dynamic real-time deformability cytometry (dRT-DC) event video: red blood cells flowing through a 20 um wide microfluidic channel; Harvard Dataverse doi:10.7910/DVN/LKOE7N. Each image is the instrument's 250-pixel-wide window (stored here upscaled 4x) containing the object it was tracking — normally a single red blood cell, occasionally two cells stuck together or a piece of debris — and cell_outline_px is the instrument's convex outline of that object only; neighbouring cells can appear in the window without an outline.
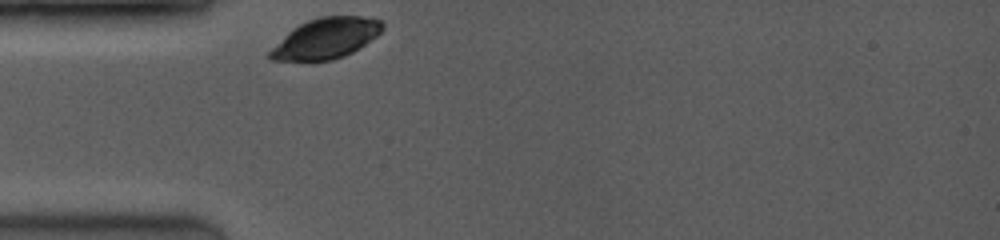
{"species": "common noctule bat (a hibernating species)", "species_latin": "Nyctalus noctula", "temperature_condition": "room temperature", "stored_images_in_passage": 18, "camera_frame_rate_fps": 3500, "um_per_image_px": 0.085, "animal": {"sex": "female", "body_mass_g": 19.0, "forearm_length_mm": 53.3}, "frame": {"image": 1, "passage_image": 1, "time_ms": 0.0, "image_size_px": [1000, 240], "cell_outline_px": [[384, 28], [376, 36], [352, 52], [344, 56], [332, 60], [268, 60], [268, 52], [292, 28], [308, 20], [320, 16], [360, 16], [380, 20], [384, 24]], "centroid_in_image_um": [27.69, 3.25], "position_along_channel_um": 57.3, "area_um2": 26.24}}
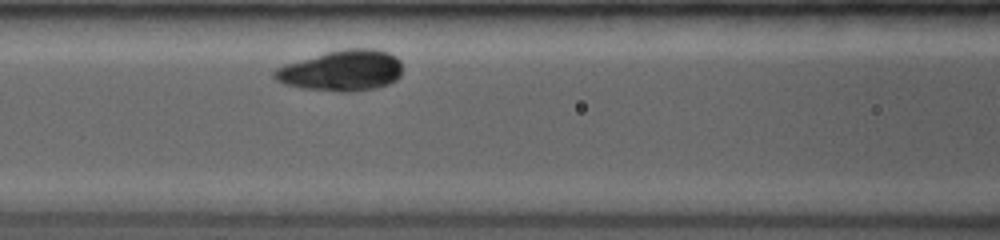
{"frame": {"image": 2, "passage_image": 6, "time_ms": 2.286, "image_size_px": [1000, 240], "cell_outline_px": [[400, 76], [396, 80], [388, 84], [376, 88], [344, 92], [340, 92], [304, 88], [284, 84], [276, 80], [272, 76], [272, 72], [276, 68], [284, 64], [328, 52], [344, 48], [376, 48], [388, 52], [396, 56], [400, 60]], "centroid_in_image_um": [29.04, 5.99], "position_along_channel_um": 137.6, "area_um2": 30.46}}
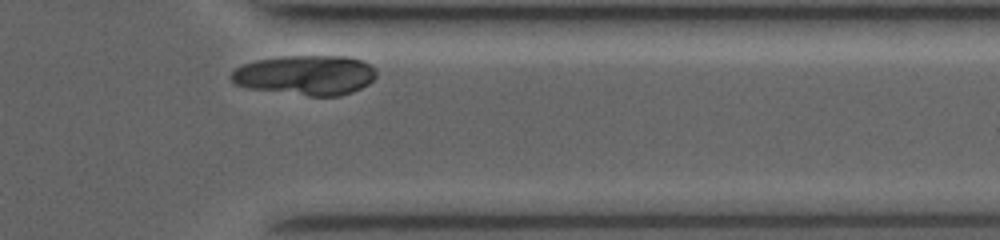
{"frame": {"image": 3, "passage_image": 17, "time_ms": 8.857, "image_size_px": [1000, 240], "cell_outline_px": [[376, 76], [368, 84], [352, 92], [340, 96], [308, 96], [248, 88], [236, 84], [232, 80], [232, 72], [236, 68], [244, 64], [256, 60], [284, 56], [348, 56], [364, 60], [372, 64], [376, 68]], "centroid_in_image_um": [26.03, 6.38], "position_along_channel_um": 385.4, "area_um2": 33.81}}